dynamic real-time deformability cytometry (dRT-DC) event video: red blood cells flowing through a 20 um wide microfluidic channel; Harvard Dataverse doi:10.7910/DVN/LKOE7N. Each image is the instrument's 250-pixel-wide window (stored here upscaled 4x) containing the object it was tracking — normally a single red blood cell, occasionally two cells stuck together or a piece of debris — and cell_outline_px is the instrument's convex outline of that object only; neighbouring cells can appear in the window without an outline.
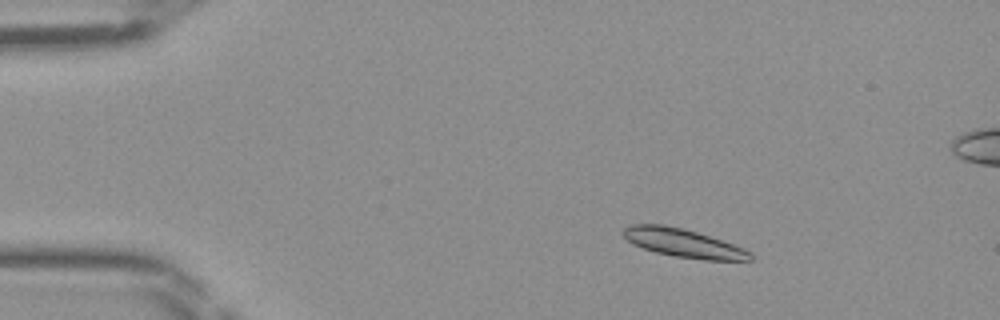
{"species": "Egyptian fruit bat (a non-hibernating species)", "species_latin": "Rousettus aegyptiacus", "temperature_condition": "room temperature", "stored_images_in_passage": 47, "segment_of_instrument_passage": [1, 2], "camera_frame_rate_fps": 3000, "um_per_image_px": 0.085, "frame": {"image": 1, "passage_image": 7, "time_ms": 2.0, "image_size_px": [1000, 320], "cell_outline_px": [[752, 260], [704, 260], [676, 256], [656, 252], [632, 244], [624, 236], [624, 228], [632, 224], [664, 224], [684, 228], [744, 248], [752, 252]], "centroid_in_image_um": [58.09, 20.65], "position_along_channel_um": 26.9, "area_um2": 20.81}}
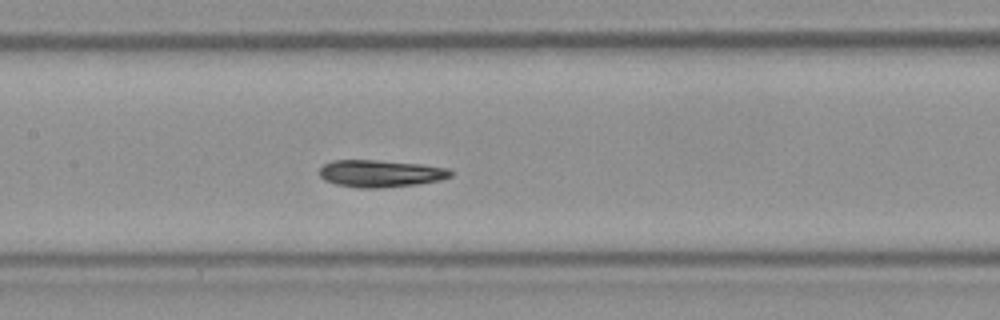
{"frame": {"image": 2, "passage_image": 22, "time_ms": 7.0, "image_size_px": [1000, 320], "cell_outline_px": [[452, 176], [440, 180], [416, 184], [380, 188], [360, 188], [336, 184], [324, 180], [320, 176], [320, 168], [324, 164], [332, 160], [376, 160], [420, 164], [448, 168], [452, 172]], "centroid_in_image_um": [32.33, 14.74], "position_along_channel_um": 175.1, "area_um2": 20.69}}
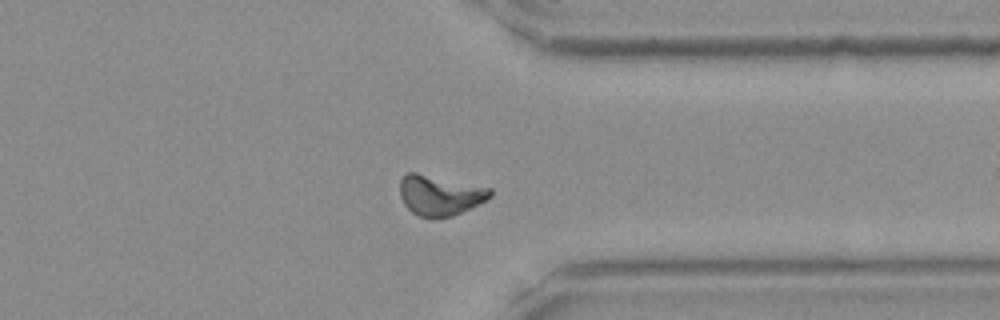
{"frame": {"image": 3, "passage_image": 36, "time_ms": 11.667, "image_size_px": [1000, 320], "cell_outline_px": [[492, 196], [472, 208], [452, 216], [420, 216], [412, 212], [404, 204], [400, 196], [400, 180], [408, 172], [416, 172], [492, 188]], "centroid_in_image_um": [37.4, 16.57], "position_along_channel_um": 374.0, "area_um2": 20.98}}